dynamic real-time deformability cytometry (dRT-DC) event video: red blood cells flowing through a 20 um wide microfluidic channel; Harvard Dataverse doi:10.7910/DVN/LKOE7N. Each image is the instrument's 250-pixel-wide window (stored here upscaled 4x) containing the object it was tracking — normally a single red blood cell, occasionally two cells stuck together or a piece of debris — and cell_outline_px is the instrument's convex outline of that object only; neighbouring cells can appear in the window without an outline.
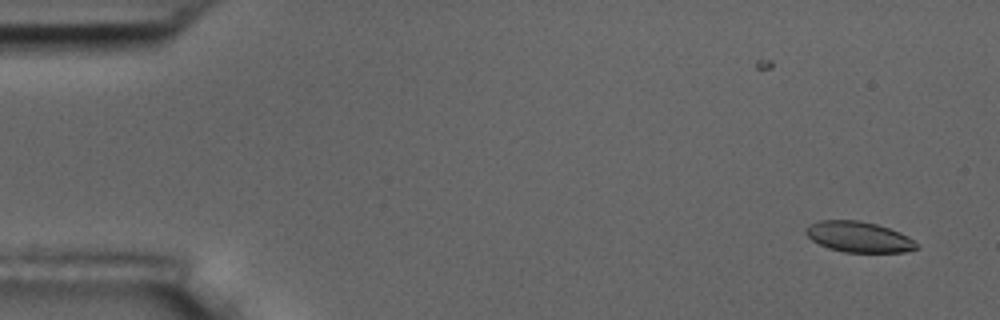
{"species": "common noctule bat (a hibernating species)", "species_latin": "Nyctalus noctula", "temperature_condition": "room temperature", "stored_images_in_passage": 3, "camera_frame_rate_fps": 3000, "um_per_image_px": 0.085, "animal": {"sex": "male", "body_mass_g": 17.5, "forearm_length_mm": 52.3}, "frame": {"image": 1, "passage_image": 3, "time_ms": 2.333, "image_size_px": [1000, 320], "cell_outline_px": [[920, 248], [904, 252], [844, 252], [828, 248], [812, 240], [804, 232], [804, 228], [820, 220], [860, 220], [876, 224], [900, 232], [908, 236], [920, 244]], "centroid_in_image_um": [73.03, 20.14], "position_along_channel_um": 12.0, "area_um2": 19.88}}